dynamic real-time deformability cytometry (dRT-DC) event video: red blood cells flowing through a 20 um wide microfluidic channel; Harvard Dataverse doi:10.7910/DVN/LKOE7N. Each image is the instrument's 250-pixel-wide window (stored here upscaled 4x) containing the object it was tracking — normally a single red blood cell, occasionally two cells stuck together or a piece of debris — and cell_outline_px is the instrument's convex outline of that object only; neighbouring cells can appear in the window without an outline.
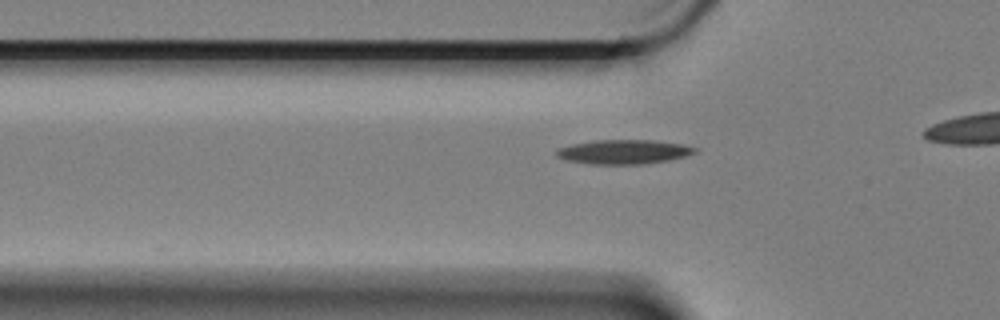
{"species": "Egyptian fruit bat (a non-hibernating species)", "species_latin": "Rousettus aegyptiacus", "temperature_condition": "cold", "stored_images_in_passage": 5, "camera_frame_rate_fps": 3000, "um_per_image_px": 0.085, "animal": {"sex": "female"}, "frame": {"image": 1, "passage_image": 3, "time_ms": 0.667, "image_size_px": [1000, 320], "cell_outline_px": [[700, 152], [668, 160], [640, 164], [588, 164], [564, 160], [556, 156], [556, 148], [572, 144], [592, 140], [656, 140], [680, 144], [700, 148]], "centroid_in_image_um": [53.0, 12.9], "position_along_channel_um": 72.8, "area_um2": 19.83}}